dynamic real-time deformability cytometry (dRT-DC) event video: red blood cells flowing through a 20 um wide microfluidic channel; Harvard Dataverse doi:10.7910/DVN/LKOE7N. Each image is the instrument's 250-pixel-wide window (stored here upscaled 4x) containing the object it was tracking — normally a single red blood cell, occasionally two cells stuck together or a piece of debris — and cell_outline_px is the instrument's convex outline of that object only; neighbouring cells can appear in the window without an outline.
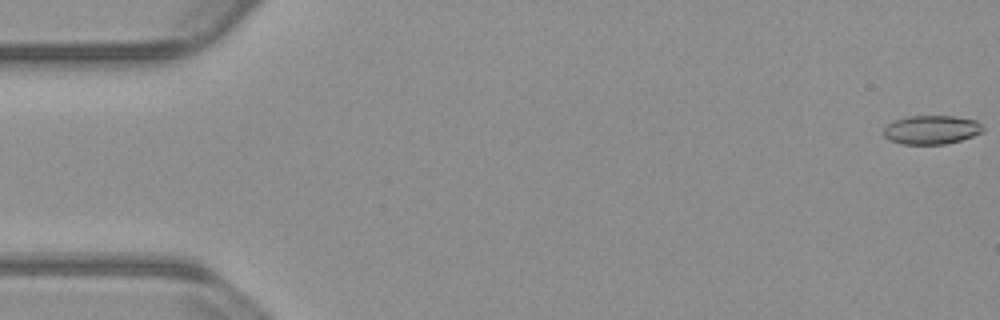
{"species": "common noctule bat (a hibernating species)", "species_latin": "Nyctalus noctula", "temperature_condition": "warm", "stored_images_in_passage": 55, "camera_frame_rate_fps": 3000, "um_per_image_px": 0.085, "animal": {"sex": "male", "body_mass_g": 23.1, "forearm_length_mm": 52.7}, "frame": {"image": 1, "passage_image": 1, "time_ms": 0.0, "image_size_px": [1000, 320], "cell_outline_px": [[984, 132], [960, 140], [944, 144], [904, 144], [888, 140], [884, 136], [884, 128], [888, 124], [896, 120], [908, 116], [952, 116], [976, 120], [984, 128]], "centroid_in_image_um": [79.18, 11.03], "position_along_channel_um": 5.8, "area_um2": 16.59}}
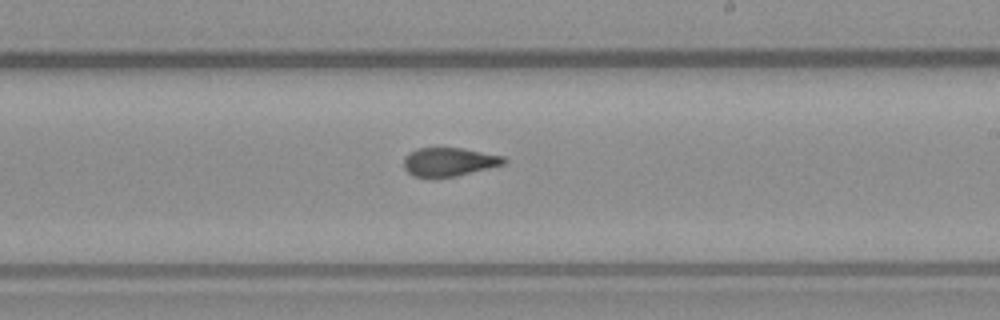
{"frame": {"image": 2, "passage_image": 32, "time_ms": 10.333, "image_size_px": [1000, 320], "cell_outline_px": [[508, 160], [504, 164], [456, 176], [432, 180], [412, 176], [404, 168], [404, 156], [416, 148], [464, 148], [504, 156]], "centroid_in_image_um": [38.13, 13.79], "position_along_channel_um": 250.9, "area_um2": 17.17}}
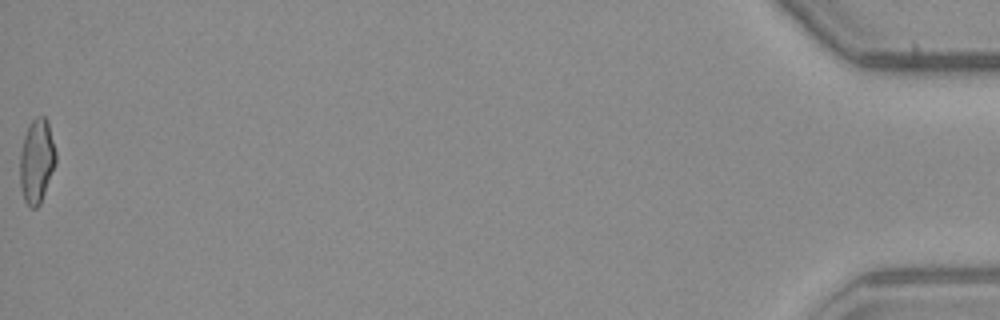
{"frame": {"image": 3, "passage_image": 55, "time_ms": 18.0, "image_size_px": [1000, 320], "cell_outline_px": [[56, 164], [40, 204], [36, 208], [28, 208], [24, 200], [20, 188], [20, 152], [24, 136], [32, 120], [36, 116], [44, 116], [48, 120], [56, 152]], "centroid_in_image_um": [3.12, 13.71], "position_along_channel_um": 432.1, "area_um2": 17.8}, "authors_computed_cell_mechanics": {"area_um2": 17.5134, "velocity_mm_per_s": 3.8271, "shape_relaxation_time_tau1_ms": 7.8931, "shape_relaxation_time_tau2_ms": 1.9361, "deformation_change_tau1": 0.2028, "deformation_change_tau2": 0.0979}}